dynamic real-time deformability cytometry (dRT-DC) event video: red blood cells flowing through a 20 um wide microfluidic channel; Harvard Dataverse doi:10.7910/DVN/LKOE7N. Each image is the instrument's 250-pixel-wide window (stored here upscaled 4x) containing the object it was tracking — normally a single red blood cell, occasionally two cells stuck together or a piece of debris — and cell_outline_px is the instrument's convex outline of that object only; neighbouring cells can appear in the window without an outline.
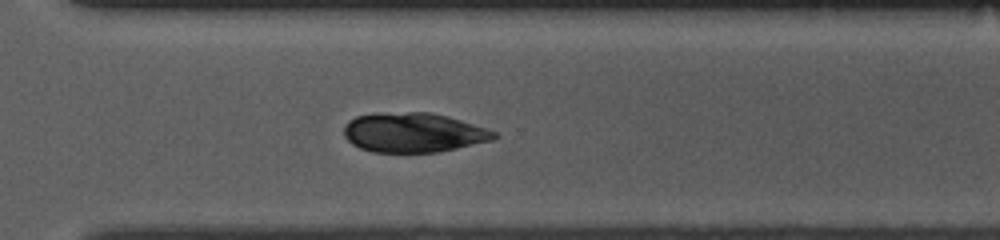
{"species": "common noctule bat (a hibernating species)", "species_latin": "Nyctalus noctula", "temperature_condition": "room temperature", "stored_images_in_passage": 39, "camera_frame_rate_fps": 3000, "um_per_image_px": 0.085, "animal": {"sex": "female", "body_mass_g": 10.0, "forearm_length_mm": 53.1}, "frame": {"image": 1, "passage_image": 24, "time_ms": 7.667, "image_size_px": [1000, 240], "cell_outline_px": [[500, 136], [492, 140], [440, 152], [372, 152], [360, 148], [352, 144], [344, 136], [344, 124], [348, 120], [356, 116], [376, 112], [432, 112], [460, 120], [496, 132]], "centroid_in_image_um": [35.1, 11.26], "position_along_channel_um": 335.5, "area_um2": 34.8}}
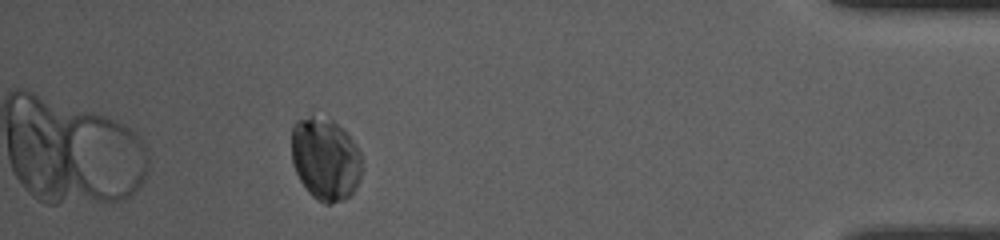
{"frame": {"image": 2, "passage_image": 34, "time_ms": 11.0, "image_size_px": [1000, 240], "cell_outline_px": [[360, 176], [356, 188], [344, 200], [332, 204], [324, 204], [316, 200], [308, 192], [300, 180], [292, 164], [292, 124], [296, 120], [312, 112], [332, 120], [356, 144], [360, 152]], "centroid_in_image_um": [27.61, 13.49], "position_along_channel_um": 407.6, "area_um2": 34.22}}